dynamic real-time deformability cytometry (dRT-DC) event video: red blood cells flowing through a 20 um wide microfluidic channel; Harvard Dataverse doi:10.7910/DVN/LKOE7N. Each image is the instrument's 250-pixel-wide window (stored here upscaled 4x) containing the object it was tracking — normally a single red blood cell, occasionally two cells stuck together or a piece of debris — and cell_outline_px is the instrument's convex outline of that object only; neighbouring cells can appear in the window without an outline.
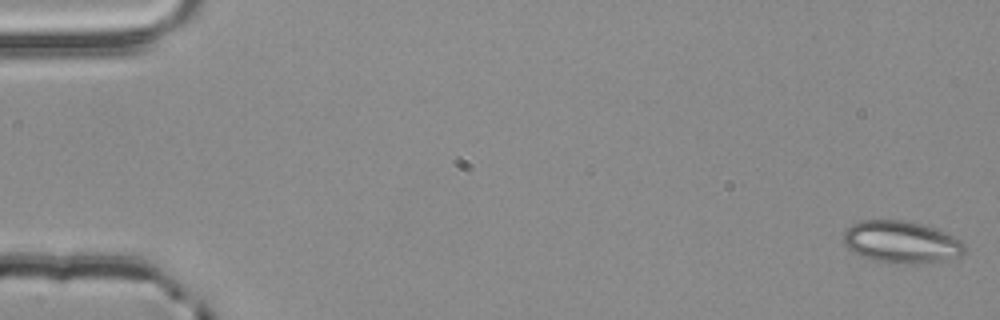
{"species": "common noctule bat (a hibernating species)", "species_latin": "Nyctalus noctula", "temperature_condition": "room temperature", "stored_images_in_passage": 16, "camera_frame_rate_fps": 3000, "um_per_image_px": 0.085, "animal": {"sex": "male", "body_mass_g": 20.4}, "frame": {"image": 1, "passage_image": 1, "time_ms": 0.0, "image_size_px": [1000, 320], "cell_outline_px": [[964, 252], [960, 256], [940, 260], [904, 264], [876, 260], [860, 256], [852, 252], [844, 244], [844, 232], [852, 224], [860, 220], [904, 220], [936, 228], [964, 240]], "centroid_in_image_um": [76.61, 20.55], "position_along_channel_um": 8.4, "area_um2": 29.54}}